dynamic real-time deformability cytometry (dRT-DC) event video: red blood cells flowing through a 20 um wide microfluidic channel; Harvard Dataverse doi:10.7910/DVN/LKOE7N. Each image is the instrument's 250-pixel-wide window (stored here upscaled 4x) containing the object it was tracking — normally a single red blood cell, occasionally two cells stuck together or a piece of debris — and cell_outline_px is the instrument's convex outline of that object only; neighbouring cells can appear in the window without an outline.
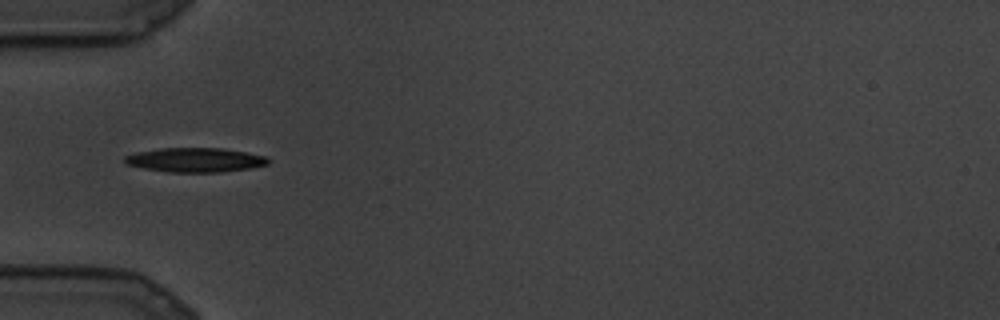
{"species": "common noctule bat (a hibernating species)", "species_latin": "Nyctalus noctula", "temperature_condition": "cold", "stored_images_in_passage": 9, "camera_frame_rate_fps": 3000, "um_per_image_px": 0.085, "animal": {"sex": "male", "body_mass_g": 19.5, "forearm_length_mm": 54.6}, "frame": {"image": 1, "passage_image": 8, "time_ms": 2.333, "image_size_px": [1000, 320], "cell_outline_px": [[272, 160], [268, 164], [252, 168], [220, 172], [168, 172], [144, 168], [124, 164], [124, 156], [136, 152], [160, 148], [220, 148], [244, 152], [264, 156]], "centroid_in_image_um": [16.58, 13.6], "position_along_channel_um": 68.4, "area_um2": 20.35}}